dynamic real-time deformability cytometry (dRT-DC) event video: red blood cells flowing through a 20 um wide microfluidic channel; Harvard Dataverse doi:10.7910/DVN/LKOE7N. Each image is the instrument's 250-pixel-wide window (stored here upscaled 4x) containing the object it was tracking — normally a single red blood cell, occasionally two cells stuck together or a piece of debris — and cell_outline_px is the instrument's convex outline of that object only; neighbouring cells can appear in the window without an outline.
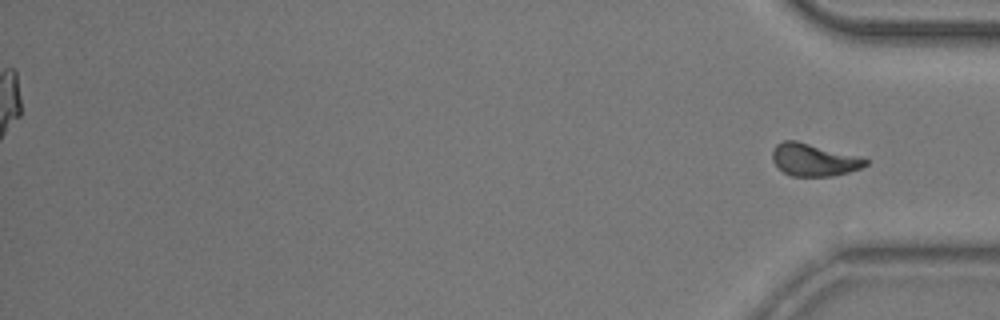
{"species": "common noctule bat (a hibernating species)", "species_latin": "Nyctalus noctula", "temperature_condition": "room temperature", "stored_images_in_passage": 45, "segment_of_instrument_passage": [2, 2], "camera_frame_rate_fps": 3000, "um_per_image_px": 0.085, "animal": {"sex": "male", "body_mass_g": 20.5, "forearm_length_mm": 52.5}, "frame": {"image": 1, "passage_image": 45, "time_ms": 14.667, "image_size_px": [1000, 320], "cell_outline_px": [[868, 164], [860, 168], [848, 172], [832, 176], [792, 176], [784, 172], [772, 160], [772, 152], [776, 144], [784, 140], [796, 140], [864, 156], [868, 160]], "centroid_in_image_um": [69.22, 13.56], "position_along_channel_um": 366.0, "area_um2": 17.86}}